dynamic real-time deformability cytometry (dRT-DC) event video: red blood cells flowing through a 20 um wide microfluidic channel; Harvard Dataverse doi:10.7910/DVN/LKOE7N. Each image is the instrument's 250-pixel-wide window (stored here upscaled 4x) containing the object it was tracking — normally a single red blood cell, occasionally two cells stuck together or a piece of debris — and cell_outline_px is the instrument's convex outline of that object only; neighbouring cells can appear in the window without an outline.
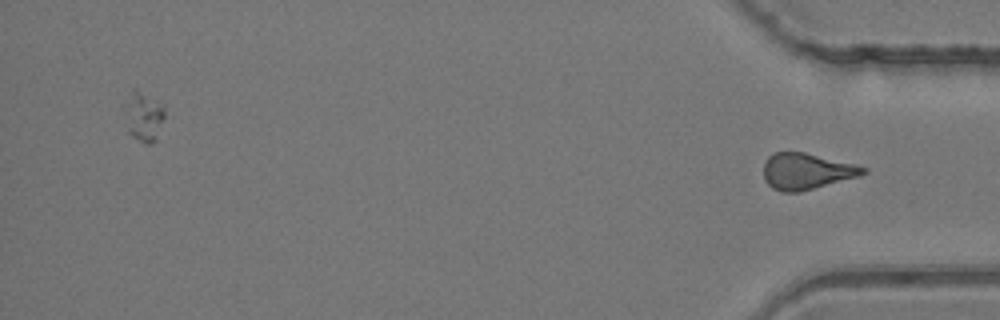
{"species": "common noctule bat (a hibernating species)", "species_latin": "Nyctalus noctula", "temperature_condition": "room temperature", "stored_images_in_passage": 42, "segment_of_instrument_passage": [2, 2], "camera_frame_rate_fps": 3000, "um_per_image_px": 0.085, "animal": {"sex": "female", "body_mass_g": 24.6, "forearm_length_mm": 56.2}, "frame": {"image": 1, "passage_image": 42, "time_ms": 13.667, "image_size_px": [1000, 320], "cell_outline_px": [[868, 172], [860, 176], [800, 192], [780, 192], [772, 188], [764, 180], [764, 164], [768, 156], [776, 152], [804, 152], [868, 168]], "centroid_in_image_um": [68.54, 14.57], "position_along_channel_um": 366.7, "area_um2": 20.92}}